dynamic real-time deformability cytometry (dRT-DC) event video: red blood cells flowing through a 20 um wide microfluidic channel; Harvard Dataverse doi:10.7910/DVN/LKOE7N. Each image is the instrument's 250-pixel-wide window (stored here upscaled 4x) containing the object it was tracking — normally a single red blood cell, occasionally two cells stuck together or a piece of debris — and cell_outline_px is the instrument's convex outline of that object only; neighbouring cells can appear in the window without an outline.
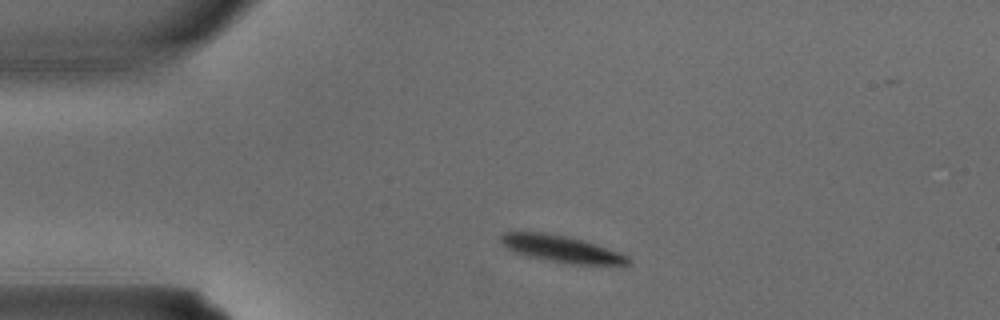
{"species": "common noctule bat (a hibernating species)", "species_latin": "Nyctalus noctula", "temperature_condition": "warm", "stored_images_in_passage": 2, "camera_frame_rate_fps": 3000, "um_per_image_px": 0.085, "animal": {"sex": "male", "body_mass_g": 15.6}, "frame": {"image": 1, "passage_image": 1, "time_ms": 0.0, "image_size_px": [1000, 320], "cell_outline_px": [[632, 260], [628, 264], [572, 264], [528, 256], [516, 252], [508, 248], [500, 240], [500, 236], [504, 232], [544, 232], [568, 236], [584, 240], [628, 256]], "centroid_in_image_um": [47.71, 21.14], "position_along_channel_um": 37.3, "area_um2": 19.42}}